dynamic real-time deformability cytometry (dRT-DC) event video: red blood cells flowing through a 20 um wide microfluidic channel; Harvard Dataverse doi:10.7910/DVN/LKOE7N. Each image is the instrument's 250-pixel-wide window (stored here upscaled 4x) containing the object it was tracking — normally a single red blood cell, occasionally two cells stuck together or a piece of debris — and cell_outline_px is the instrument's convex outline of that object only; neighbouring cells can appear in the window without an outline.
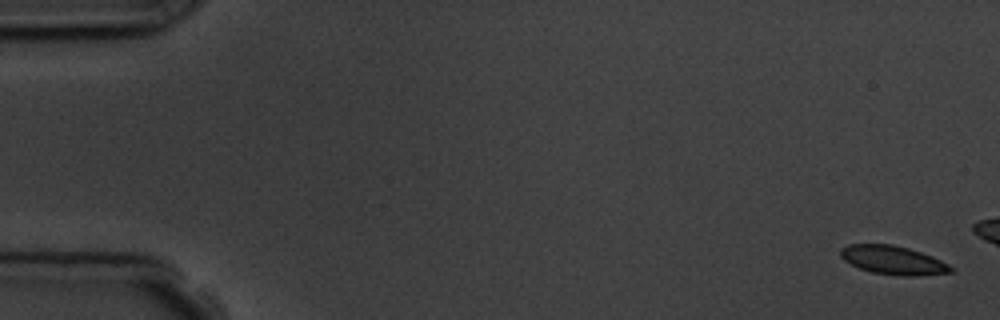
{"species": "common noctule bat (a hibernating species)", "species_latin": "Nyctalus noctula", "temperature_condition": "room temperature", "stored_images_in_passage": 5, "camera_frame_rate_fps": 3000, "um_per_image_px": 0.085, "animal": {"sex": "male", "body_mass_g": 19.5, "forearm_length_mm": 54.6}, "frame": {"image": 1, "passage_image": 1, "time_ms": 0.0, "image_size_px": [1000, 320], "cell_outline_px": [[956, 268], [952, 272], [916, 276], [900, 276], [872, 272], [860, 268], [844, 260], [840, 256], [840, 248], [848, 244], [892, 244], [908, 248], [932, 256]], "centroid_in_image_um": [75.92, 22.11], "position_along_channel_um": 9.1, "area_um2": 18.44}}